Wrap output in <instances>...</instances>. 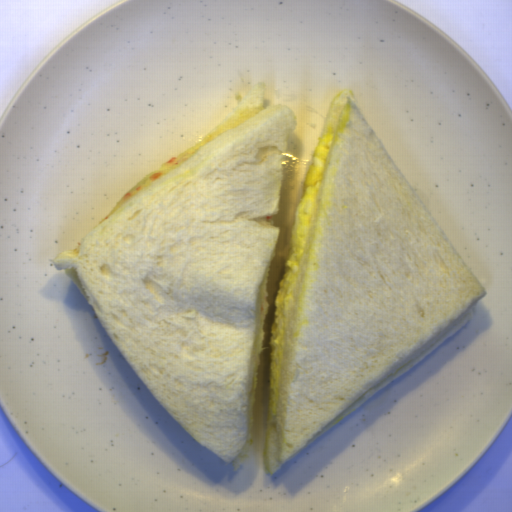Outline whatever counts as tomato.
Wrapping results in <instances>:
<instances>
[{
    "label": "tomato",
    "instance_id": "tomato-1",
    "mask_svg": "<svg viewBox=\"0 0 512 512\" xmlns=\"http://www.w3.org/2000/svg\"><path fill=\"white\" fill-rule=\"evenodd\" d=\"M161 176H162L161 173L157 172V173L151 174L149 177V180L156 181V180L160 179Z\"/></svg>",
    "mask_w": 512,
    "mask_h": 512
},
{
    "label": "tomato",
    "instance_id": "tomato-2",
    "mask_svg": "<svg viewBox=\"0 0 512 512\" xmlns=\"http://www.w3.org/2000/svg\"><path fill=\"white\" fill-rule=\"evenodd\" d=\"M178 163L177 157H172L170 160L167 161L166 164H176Z\"/></svg>",
    "mask_w": 512,
    "mask_h": 512
},
{
    "label": "tomato",
    "instance_id": "tomato-3",
    "mask_svg": "<svg viewBox=\"0 0 512 512\" xmlns=\"http://www.w3.org/2000/svg\"><path fill=\"white\" fill-rule=\"evenodd\" d=\"M132 195H133V194L129 192L128 194H125L122 198H123V200H124V199H127V198H129V197H132Z\"/></svg>",
    "mask_w": 512,
    "mask_h": 512
}]
</instances>
